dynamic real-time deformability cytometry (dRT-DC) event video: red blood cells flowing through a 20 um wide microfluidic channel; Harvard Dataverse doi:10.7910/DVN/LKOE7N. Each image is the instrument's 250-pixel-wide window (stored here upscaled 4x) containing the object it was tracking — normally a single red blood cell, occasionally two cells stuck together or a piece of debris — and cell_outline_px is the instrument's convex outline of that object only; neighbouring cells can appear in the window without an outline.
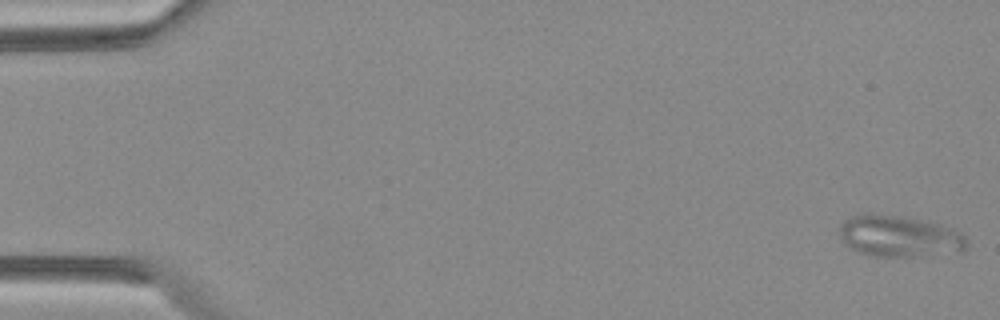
{"species": "Egyptian fruit bat (a non-hibernating species)", "species_latin": "Rousettus aegyptiacus", "temperature_condition": "warm", "stored_images_in_passage": 6, "camera_frame_rate_fps": 3000, "um_per_image_px": 0.085, "animal": {"sex": "female"}, "frame": {"image": 1, "passage_image": 1, "time_ms": 0.0, "image_size_px": [1000, 320], "cell_outline_px": [[968, 248], [964, 252], [912, 256], [876, 256], [860, 252], [844, 244], [840, 236], [840, 224], [844, 220], [852, 216], [900, 216], [940, 224], [952, 228], [968, 236]], "centroid_in_image_um": [76.54, 20.11], "position_along_channel_um": 8.5, "area_um2": 30.29}}